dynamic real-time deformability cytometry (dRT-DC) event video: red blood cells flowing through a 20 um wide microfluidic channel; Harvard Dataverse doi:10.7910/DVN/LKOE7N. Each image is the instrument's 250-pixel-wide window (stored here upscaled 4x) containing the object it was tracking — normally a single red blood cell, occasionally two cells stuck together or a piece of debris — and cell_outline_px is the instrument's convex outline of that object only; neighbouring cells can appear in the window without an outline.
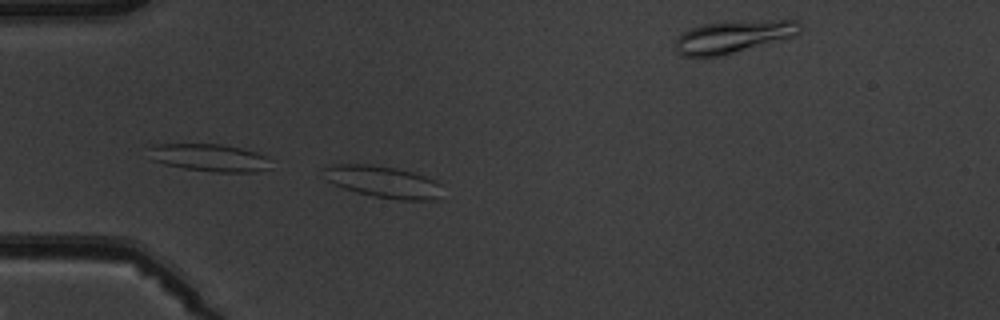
{"species": "common noctule bat (a hibernating species)", "species_latin": "Nyctalus noctula", "temperature_condition": "warm", "stored_images_in_passage": 4, "camera_frame_rate_fps": 3000, "um_per_image_px": 0.085, "animal": {"sex": "male", "body_mass_g": 19.5, "forearm_length_mm": 54.6}, "frame": {"image": 1, "passage_image": 3, "time_ms": 2.333, "image_size_px": [1000, 320], "cell_outline_px": [[440, 184], [436, 200], [400, 200], [376, 196], [356, 192], [344, 188], [328, 180], [324, 168], [336, 164], [372, 164], [396, 168], [412, 172], [424, 176]], "centroid_in_image_um": [32.56, 15.45], "position_along_channel_um": 52.4, "area_um2": 21.33}}